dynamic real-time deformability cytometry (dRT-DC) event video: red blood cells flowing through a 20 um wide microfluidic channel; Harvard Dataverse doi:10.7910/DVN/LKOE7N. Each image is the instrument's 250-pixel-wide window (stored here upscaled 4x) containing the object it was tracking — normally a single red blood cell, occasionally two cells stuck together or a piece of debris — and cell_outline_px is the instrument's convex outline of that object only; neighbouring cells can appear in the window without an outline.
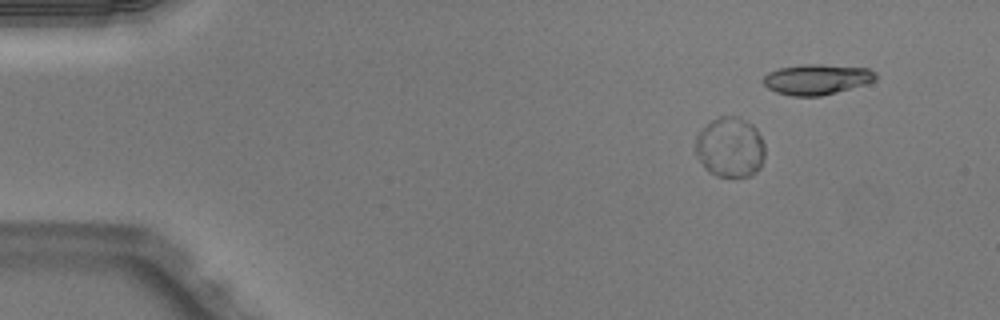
{"species": "Egyptian fruit bat (a non-hibernating species)", "species_latin": "Rousettus aegyptiacus", "temperature_condition": "warm", "stored_images_in_passage": 13, "camera_frame_rate_fps": 3000, "um_per_image_px": 0.085, "animal": {"sex": "male"}, "frame": {"image": 1, "passage_image": 1, "time_ms": 0.0, "image_size_px": [1000, 320], "cell_outline_px": [[764, 156], [760, 168], [752, 176], [716, 176], [708, 172], [704, 168], [696, 156], [696, 136], [712, 120], [720, 116], [736, 116], [752, 124], [756, 128], [764, 144]], "centroid_in_image_um": [62.06, 12.54], "position_along_channel_um": 22.9, "area_um2": 24.33}}